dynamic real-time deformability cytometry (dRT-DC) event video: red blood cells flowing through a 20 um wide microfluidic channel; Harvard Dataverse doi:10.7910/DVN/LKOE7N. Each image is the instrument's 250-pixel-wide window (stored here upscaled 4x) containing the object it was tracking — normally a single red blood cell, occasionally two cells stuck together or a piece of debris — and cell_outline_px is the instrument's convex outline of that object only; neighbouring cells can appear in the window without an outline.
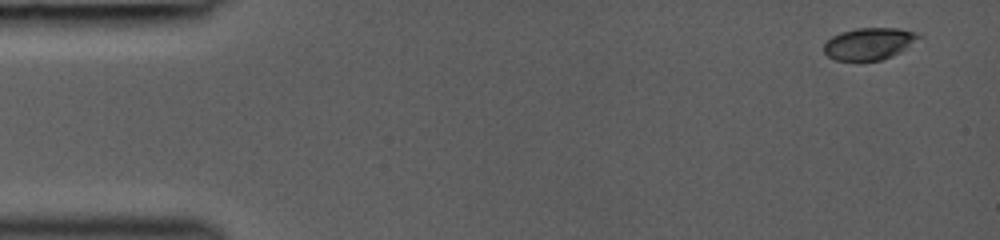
{"species": "common noctule bat (a hibernating species)", "species_latin": "Nyctalus noctula", "temperature_condition": "room temperature", "stored_images_in_passage": 6, "camera_frame_rate_fps": 3000, "um_per_image_px": 0.085, "animal": {"sex": "female", "body_mass_g": 19.0, "forearm_length_mm": 53.3}, "frame": {"image": 1, "passage_image": 1, "time_ms": 0.0, "image_size_px": [1000, 240], "cell_outline_px": [[924, 36], [900, 52], [892, 56], [880, 60], [836, 60], [828, 56], [824, 52], [824, 44], [832, 36], [840, 32], [856, 28], [900, 28], [916, 32]], "centroid_in_image_um": [73.9, 3.7], "position_along_channel_um": 11.1, "area_um2": 17.69}}
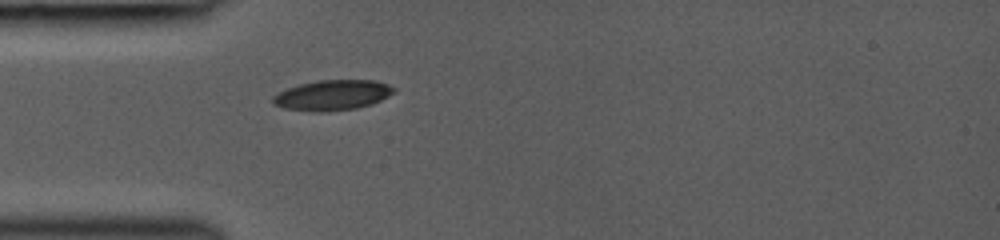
{"frame": {"image": 2, "passage_image": 6, "time_ms": 4.0, "image_size_px": [1000, 240], "cell_outline_px": [[396, 92], [372, 104], [356, 108], [320, 112], [312, 112], [284, 108], [272, 104], [272, 96], [276, 92], [300, 84], [316, 80], [376, 80], [388, 84], [396, 88]], "centroid_in_image_um": [28.24, 8.08], "position_along_channel_um": 56.8, "area_um2": 21.56}}